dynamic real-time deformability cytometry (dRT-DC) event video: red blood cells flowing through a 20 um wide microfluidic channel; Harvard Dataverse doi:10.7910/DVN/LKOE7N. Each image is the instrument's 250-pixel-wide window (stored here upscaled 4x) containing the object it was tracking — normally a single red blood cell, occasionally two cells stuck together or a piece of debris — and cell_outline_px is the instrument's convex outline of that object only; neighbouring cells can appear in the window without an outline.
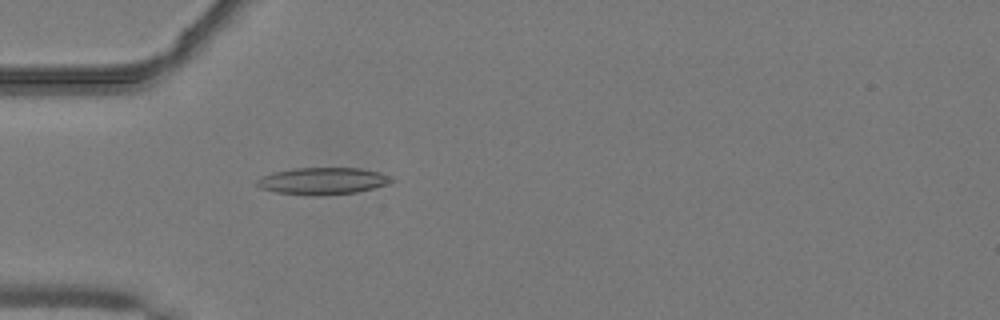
{"species": "common noctule bat (a hibernating species)", "species_latin": "Nyctalus noctula", "temperature_condition": "warm", "stored_images_in_passage": 39, "camera_frame_rate_fps": 3000, "um_per_image_px": 0.085, "animal": {"sex": "male", "body_mass_g": 19.2, "forearm_length_mm": 51.8}, "frame": {"image": 1, "passage_image": 4, "time_ms": 1.0, "image_size_px": [1000, 320], "cell_outline_px": [[396, 180], [388, 184], [356, 192], [316, 196], [276, 192], [260, 188], [256, 184], [256, 180], [272, 172], [296, 168], [360, 168], [380, 172], [392, 176]], "centroid_in_image_um": [27.46, 15.38], "position_along_channel_um": 57.5, "area_um2": 21.15}}
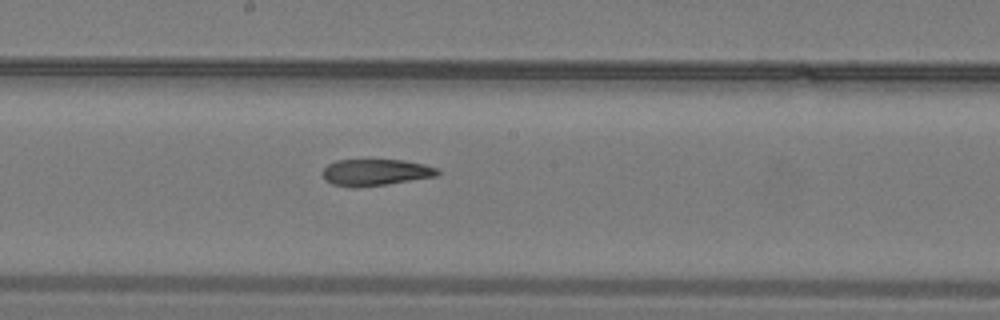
{"frame": {"image": 2, "passage_image": 16, "time_ms": 5.0, "image_size_px": [1000, 320], "cell_outline_px": [[440, 172], [436, 176], [384, 184], [352, 188], [332, 184], [324, 180], [324, 168], [328, 164], [336, 160], [404, 160], [424, 164], [436, 168]], "centroid_in_image_um": [31.89, 14.65], "position_along_channel_um": 216.3, "area_um2": 17.57}}
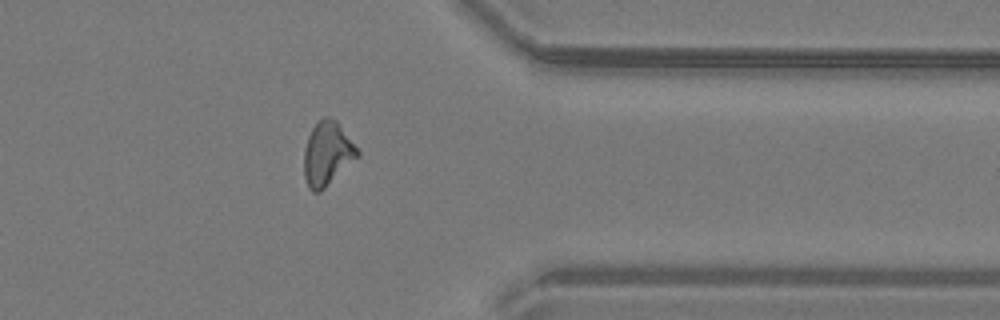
{"frame": {"image": 3, "passage_image": 29, "time_ms": 9.333, "image_size_px": [1000, 320], "cell_outline_px": [[360, 156], [320, 192], [312, 192], [308, 188], [304, 176], [304, 148], [308, 136], [312, 128], [324, 116], [328, 116], [336, 120], [360, 152]], "centroid_in_image_um": [27.81, 13.08], "position_along_channel_um": 383.6, "area_um2": 19.88}, "authors_computed_cell_mechanics": {"area_um2": 18.9006, "velocity_mm_per_s": 4.1075, "shape_relaxation_time_tau1_ms": null, "shape_relaxation_time_tau2_ms": 4.73, "deformation_change_tau1": null, "deformation_change_tau2": 0.1523}}